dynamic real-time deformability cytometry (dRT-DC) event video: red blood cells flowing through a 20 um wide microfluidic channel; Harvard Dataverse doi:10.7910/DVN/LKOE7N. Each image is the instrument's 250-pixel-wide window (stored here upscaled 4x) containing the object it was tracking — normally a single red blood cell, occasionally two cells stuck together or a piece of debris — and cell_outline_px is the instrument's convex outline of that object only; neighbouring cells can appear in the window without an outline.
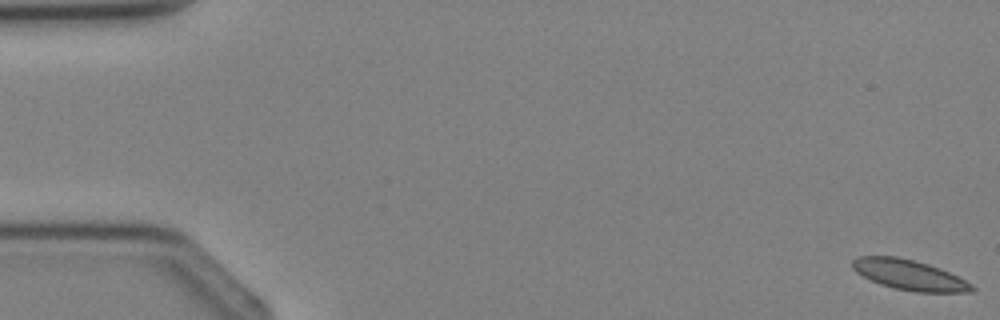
{"species": "Egyptian fruit bat (a non-hibernating species)", "species_latin": "Rousettus aegyptiacus", "temperature_condition": "cold", "stored_images_in_passage": 4, "camera_frame_rate_fps": 3000, "um_per_image_px": 0.085, "animal": {"sex": "female"}, "frame": {"image": 1, "passage_image": 1, "time_ms": 0.0, "image_size_px": [1000, 320], "cell_outline_px": [[976, 288], [972, 292], [916, 292], [896, 288], [880, 284], [856, 272], [852, 268], [852, 260], [856, 256], [896, 256], [928, 264], [940, 268], [972, 284]], "centroid_in_image_um": [77.28, 23.36], "position_along_channel_um": 7.7, "area_um2": 20.81}}
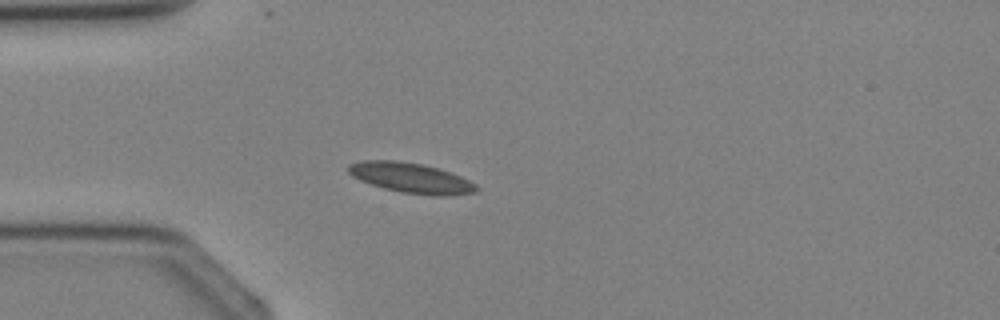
{"frame": {"image": 2, "passage_image": 4, "time_ms": 3.333, "image_size_px": [1000, 320], "cell_outline_px": [[480, 188], [476, 192], [448, 196], [432, 196], [400, 192], [384, 188], [360, 180], [352, 176], [348, 172], [348, 164], [360, 160], [400, 160], [424, 164], [440, 168], [460, 176], [476, 184]], "centroid_in_image_um": [34.95, 15.11], "position_along_channel_um": 50.1, "area_um2": 22.83}}